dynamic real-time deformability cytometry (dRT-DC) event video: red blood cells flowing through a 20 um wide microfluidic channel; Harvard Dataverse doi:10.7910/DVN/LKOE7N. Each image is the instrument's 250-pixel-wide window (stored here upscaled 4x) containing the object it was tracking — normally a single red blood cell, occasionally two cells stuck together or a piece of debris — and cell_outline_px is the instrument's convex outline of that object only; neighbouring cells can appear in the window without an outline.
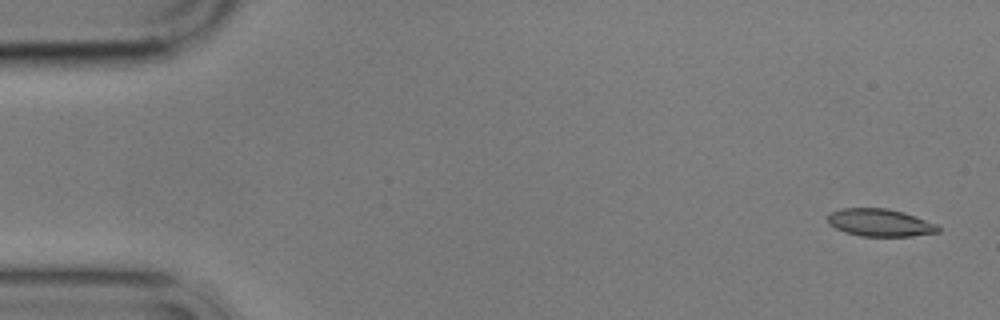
{"species": "common noctule bat (a hibernating species)", "species_latin": "Nyctalus noctula", "temperature_condition": "cold", "stored_images_in_passage": 5, "camera_frame_rate_fps": 3000, "um_per_image_px": 0.085, "animal": {"sex": "male", "body_mass_g": 17.9}, "frame": {"image": 1, "passage_image": 1, "time_ms": 0.0, "image_size_px": [1000, 320], "cell_outline_px": [[940, 232], [912, 236], [860, 236], [844, 232], [828, 224], [828, 216], [832, 212], [840, 208], [888, 208], [904, 212], [936, 224], [940, 228]], "centroid_in_image_um": [74.79, 18.92], "position_along_channel_um": 10.2, "area_um2": 17.74}}
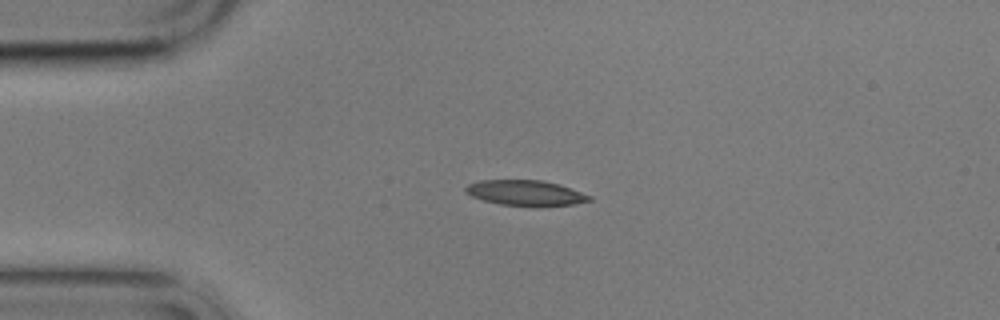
{"frame": {"image": 2, "passage_image": 3, "time_ms": 3.667, "image_size_px": [1000, 320], "cell_outline_px": [[592, 200], [576, 204], [536, 208], [532, 208], [500, 204], [484, 200], [472, 196], [464, 192], [464, 188], [468, 184], [480, 180], [540, 180], [560, 184], [592, 196]], "centroid_in_image_um": [44.71, 16.42], "position_along_channel_um": 40.3, "area_um2": 18.84}}